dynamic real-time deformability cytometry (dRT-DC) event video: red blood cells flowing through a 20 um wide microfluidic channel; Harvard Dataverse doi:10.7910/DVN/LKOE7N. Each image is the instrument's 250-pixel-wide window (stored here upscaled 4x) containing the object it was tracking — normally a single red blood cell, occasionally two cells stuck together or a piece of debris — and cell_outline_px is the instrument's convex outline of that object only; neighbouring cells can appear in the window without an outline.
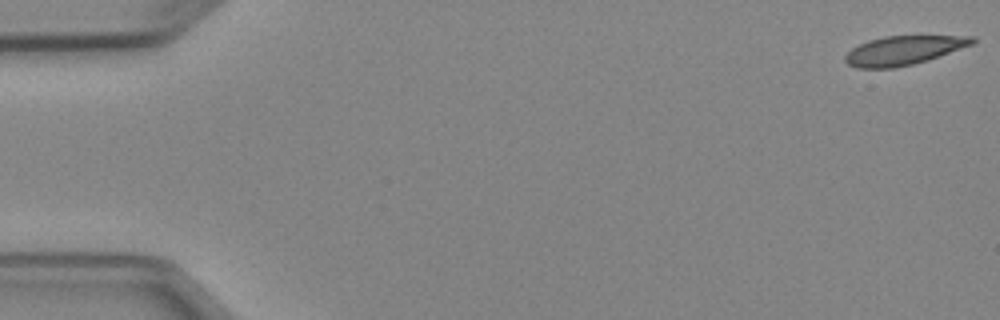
{"species": "Egyptian fruit bat (a non-hibernating species)", "species_latin": "Rousettus aegyptiacus", "temperature_condition": "cold", "stored_images_in_passage": 51, "camera_frame_rate_fps": 3000, "um_per_image_px": 0.085, "animal": {"sex": "female"}, "frame": {"image": 1, "passage_image": 1, "time_ms": 0.0, "image_size_px": [1000, 320], "cell_outline_px": [[976, 40], [972, 44], [928, 60], [896, 68], [856, 68], [848, 64], [844, 60], [844, 56], [852, 48], [868, 40], [884, 36], [976, 36]], "centroid_in_image_um": [76.77, 4.28], "position_along_channel_um": 8.2, "area_um2": 21.39}}
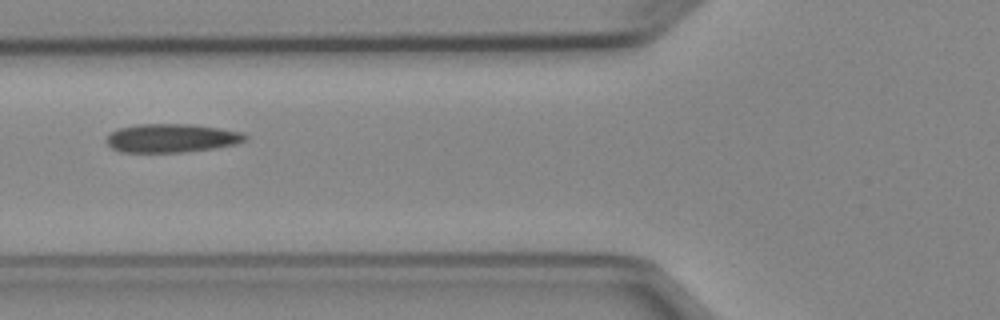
{"frame": {"image": 2, "passage_image": 20, "time_ms": 6.333, "image_size_px": [1000, 320], "cell_outline_px": [[248, 140], [240, 144], [216, 148], [184, 152], [120, 152], [112, 148], [104, 140], [112, 132], [120, 128], [140, 124], [192, 124], [220, 128], [244, 132], [248, 136]], "centroid_in_image_um": [14.67, 11.74], "position_along_channel_um": 111.1, "area_um2": 23.41}}
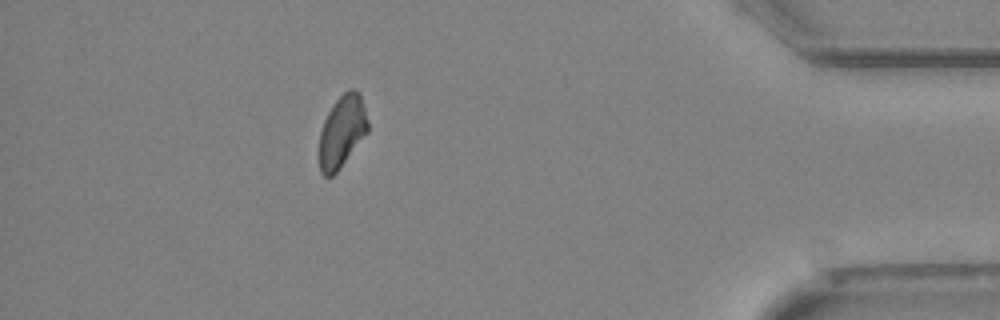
{"frame": {"image": 3, "passage_image": 46, "time_ms": 15.0, "image_size_px": [1000, 320], "cell_outline_px": [[368, 132], [340, 168], [332, 176], [324, 176], [320, 172], [320, 132], [324, 120], [328, 112], [336, 100], [348, 88], [352, 88], [360, 92], [368, 120]], "centroid_in_image_um": [29.09, 11.15], "position_along_channel_um": 406.1, "area_um2": 20.35}, "authors_computed_cell_mechanics": {"area_um2": 22.5998, "velocity_mm_per_s": 3.9456, "shape_relaxation_time_tau1_ms": null, "shape_relaxation_time_tau2_ms": 9.3555, "deformation_change_tau1": null, "deformation_change_tau2": 0.1436}}